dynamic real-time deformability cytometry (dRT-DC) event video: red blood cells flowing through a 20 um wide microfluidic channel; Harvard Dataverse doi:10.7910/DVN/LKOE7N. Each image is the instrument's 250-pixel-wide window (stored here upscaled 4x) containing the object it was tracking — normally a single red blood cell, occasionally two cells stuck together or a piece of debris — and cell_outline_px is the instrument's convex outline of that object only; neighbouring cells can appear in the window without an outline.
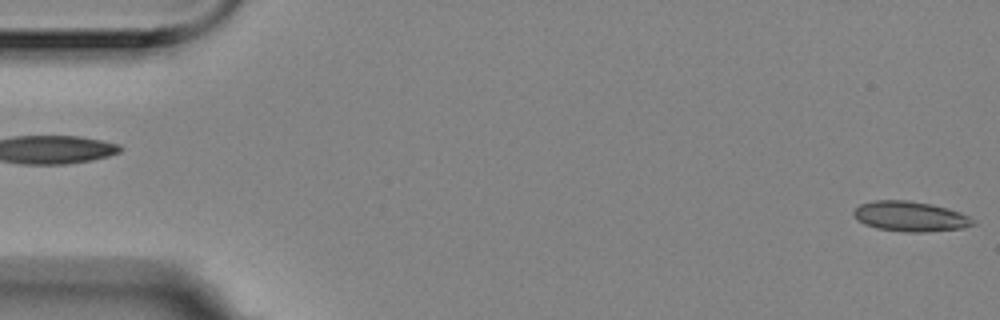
{"species": "Egyptian fruit bat (a non-hibernating species)", "species_latin": "Rousettus aegyptiacus", "temperature_condition": "room temperature", "stored_images_in_passage": 3, "segment_of_instrument_passage": [2, 2], "camera_frame_rate_fps": 3000, "um_per_image_px": 0.085, "animal": {"sex": "female"}, "frame": {"image": 1, "passage_image": 3, "time_ms": 0.667, "image_size_px": [1000, 320], "cell_outline_px": [[976, 224], [964, 228], [924, 232], [904, 232], [876, 228], [864, 224], [852, 212], [860, 204], [876, 200], [908, 200], [932, 204], [948, 208], [960, 212], [976, 220]], "centroid_in_image_um": [77.42, 18.39], "position_along_channel_um": 7.6, "area_um2": 20.98}}